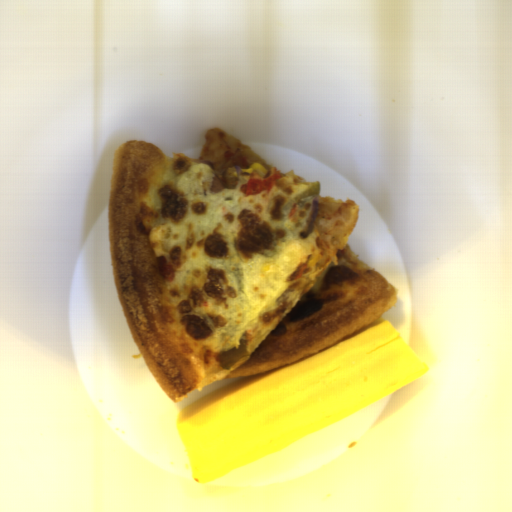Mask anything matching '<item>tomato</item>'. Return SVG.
Here are the masks:
<instances>
[{"instance_id": "512abeb7", "label": "tomato", "mask_w": 512, "mask_h": 512, "mask_svg": "<svg viewBox=\"0 0 512 512\" xmlns=\"http://www.w3.org/2000/svg\"><path fill=\"white\" fill-rule=\"evenodd\" d=\"M281 178H283L282 173L275 166L272 167L267 179L250 178L242 187H240V190L249 197L258 195L261 191H266V193L270 194L275 182Z\"/></svg>"}]
</instances>
